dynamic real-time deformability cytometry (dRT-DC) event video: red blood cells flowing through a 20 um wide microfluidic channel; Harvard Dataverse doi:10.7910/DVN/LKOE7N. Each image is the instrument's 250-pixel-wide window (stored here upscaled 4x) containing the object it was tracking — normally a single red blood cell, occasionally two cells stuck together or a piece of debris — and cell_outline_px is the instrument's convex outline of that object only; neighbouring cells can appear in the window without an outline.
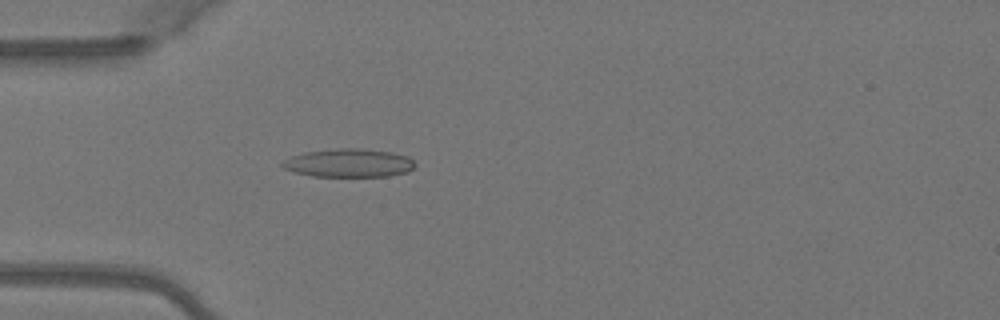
{"species": "Egyptian fruit bat (a non-hibernating species)", "species_latin": "Rousettus aegyptiacus", "temperature_condition": "warm", "stored_images_in_passage": 3, "camera_frame_rate_fps": 3000, "um_per_image_px": 0.085, "animal": {"sex": "female"}, "frame": {"image": 1, "passage_image": 3, "time_ms": 0.667, "image_size_px": [1000, 320], "cell_outline_px": [[416, 164], [408, 172], [388, 176], [312, 176], [292, 172], [284, 168], [280, 164], [284, 160], [292, 156], [304, 152], [336, 148], [360, 148], [392, 152], [408, 156]], "centroid_in_image_um": [29.64, 13.85], "position_along_channel_um": 55.4, "area_um2": 22.02}}